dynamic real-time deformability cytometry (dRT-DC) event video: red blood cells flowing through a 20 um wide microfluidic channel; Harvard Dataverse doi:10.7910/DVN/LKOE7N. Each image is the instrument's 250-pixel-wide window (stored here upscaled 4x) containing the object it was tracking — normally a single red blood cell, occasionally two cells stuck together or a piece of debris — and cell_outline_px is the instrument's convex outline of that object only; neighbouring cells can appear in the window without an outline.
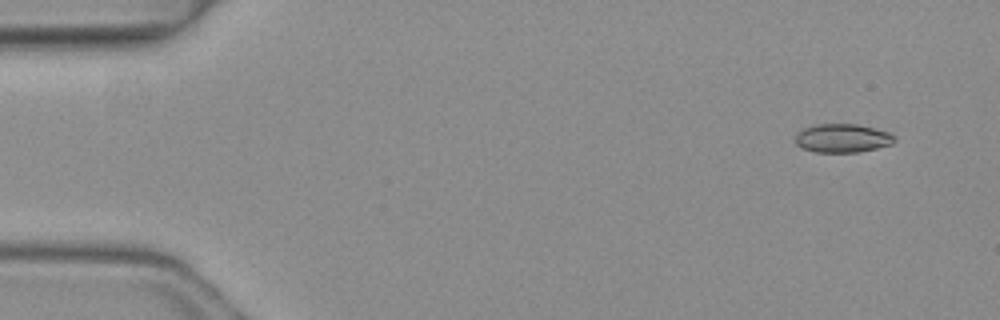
{"species": "common noctule bat (a hibernating species)", "species_latin": "Nyctalus noctula", "temperature_condition": "warm", "stored_images_in_passage": 3, "camera_frame_rate_fps": 3000, "um_per_image_px": 0.085, "animal": {"sex": "female", "body_mass_g": 19.3, "forearm_length_mm": 54.1}, "frame": {"image": 1, "passage_image": 1, "time_ms": 0.0, "image_size_px": [1000, 320], "cell_outline_px": [[896, 140], [892, 144], [876, 148], [856, 152], [816, 152], [800, 148], [796, 144], [796, 136], [804, 128], [816, 124], [856, 124], [888, 132], [896, 136]], "centroid_in_image_um": [71.61, 11.75], "position_along_channel_um": 13.4, "area_um2": 16.42}}